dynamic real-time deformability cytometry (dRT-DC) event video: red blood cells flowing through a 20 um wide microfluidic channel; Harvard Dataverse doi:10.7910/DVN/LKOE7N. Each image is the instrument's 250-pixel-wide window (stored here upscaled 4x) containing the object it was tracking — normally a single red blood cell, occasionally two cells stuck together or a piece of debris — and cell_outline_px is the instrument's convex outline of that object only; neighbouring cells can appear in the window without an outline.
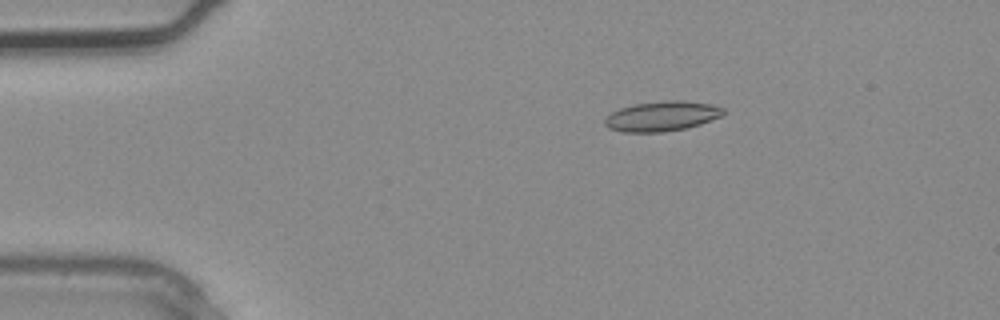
{"species": "common noctule bat (a hibernating species)", "species_latin": "Nyctalus noctula", "temperature_condition": "warm", "stored_images_in_passage": 3, "camera_frame_rate_fps": 3000, "um_per_image_px": 0.085, "animal": {"sex": "male", "body_mass_g": 20.4}, "frame": {"image": 1, "passage_image": 2, "time_ms": 0.333, "image_size_px": [1000, 320], "cell_outline_px": [[724, 112], [720, 116], [700, 124], [684, 128], [664, 132], [624, 132], [608, 128], [604, 124], [604, 116], [620, 108], [636, 104], [668, 100], [680, 100], [712, 104], [724, 108]], "centroid_in_image_um": [56.22, 9.87], "position_along_channel_um": 28.8, "area_um2": 20.58}}